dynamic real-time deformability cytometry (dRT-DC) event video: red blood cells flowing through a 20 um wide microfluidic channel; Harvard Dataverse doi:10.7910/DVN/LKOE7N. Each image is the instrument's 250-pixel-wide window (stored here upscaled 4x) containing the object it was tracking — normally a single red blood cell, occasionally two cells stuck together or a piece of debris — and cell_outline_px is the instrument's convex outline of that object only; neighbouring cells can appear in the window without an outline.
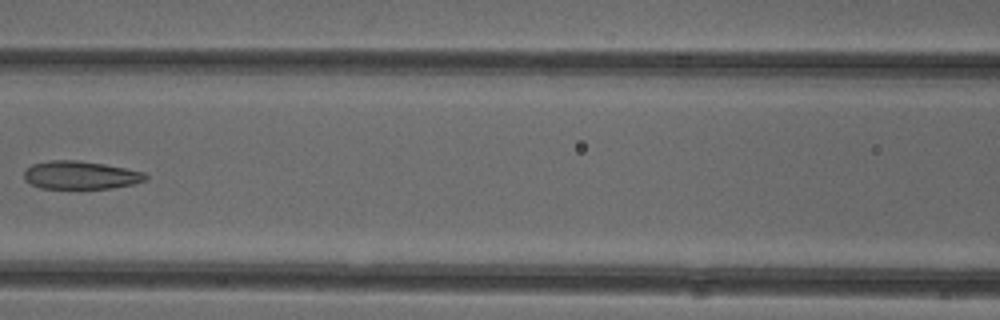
{"species": "common noctule bat (a hibernating species)", "species_latin": "Nyctalus noctula", "temperature_condition": "cold", "stored_images_in_passage": 8, "camera_frame_rate_fps": 3000, "um_per_image_px": 0.085, "animal": {"sex": "female"}, "frame": {"image": 1, "passage_image": 7, "time_ms": 2.0, "image_size_px": [1000, 320], "cell_outline_px": [[148, 180], [132, 184], [112, 188], [40, 188], [24, 180], [24, 172], [32, 164], [48, 160], [76, 160], [104, 164], [144, 172], [148, 176]], "centroid_in_image_um": [6.85, 14.88], "position_along_channel_um": 159.8, "area_um2": 19.83}}
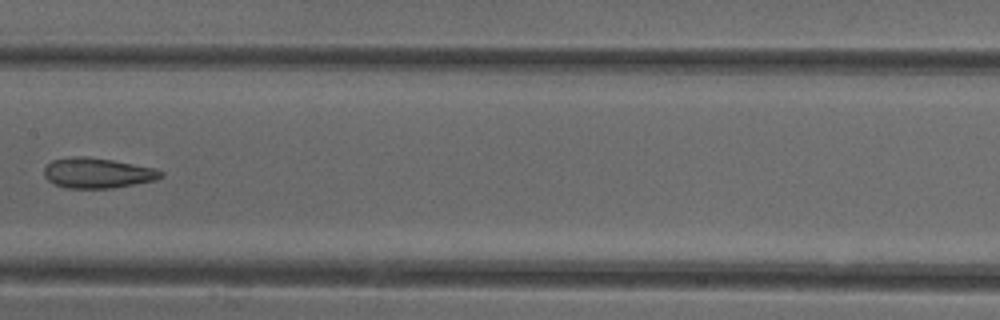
{"frame": {"image": 2, "passage_image": 8, "time_ms": 2.333, "image_size_px": [1000, 320], "cell_outline_px": [[164, 176], [156, 180], [112, 188], [68, 188], [56, 184], [48, 180], [44, 176], [44, 168], [52, 160], [80, 156], [88, 156], [112, 160], [152, 168], [164, 172]], "centroid_in_image_um": [8.29, 14.71], "position_along_channel_um": 199.1, "area_um2": 20.35}}